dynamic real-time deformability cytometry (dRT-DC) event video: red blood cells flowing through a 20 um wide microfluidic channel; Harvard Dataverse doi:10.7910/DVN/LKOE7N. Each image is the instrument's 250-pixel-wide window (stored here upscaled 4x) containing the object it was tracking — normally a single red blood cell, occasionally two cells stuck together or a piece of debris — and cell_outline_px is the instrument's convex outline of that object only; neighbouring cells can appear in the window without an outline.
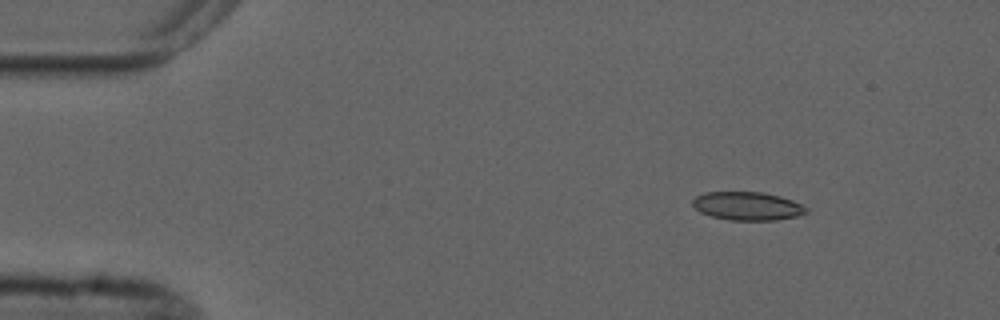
{"species": "common noctule bat (a hibernating species)", "species_latin": "Nyctalus noctula", "temperature_condition": "cold", "stored_images_in_passage": 3, "camera_frame_rate_fps": 3000, "um_per_image_px": 0.085, "animal": {"sex": "male", "forearm_length_mm": 52.5}, "frame": {"image": 1, "passage_image": 1, "time_ms": 0.0, "image_size_px": [1000, 320], "cell_outline_px": [[808, 212], [796, 216], [776, 220], [728, 220], [712, 216], [700, 212], [692, 204], [692, 200], [696, 196], [704, 192], [764, 192], [780, 196], [792, 200], [808, 208]], "centroid_in_image_um": [63.52, 17.51], "position_along_channel_um": 21.5, "area_um2": 18.79}}
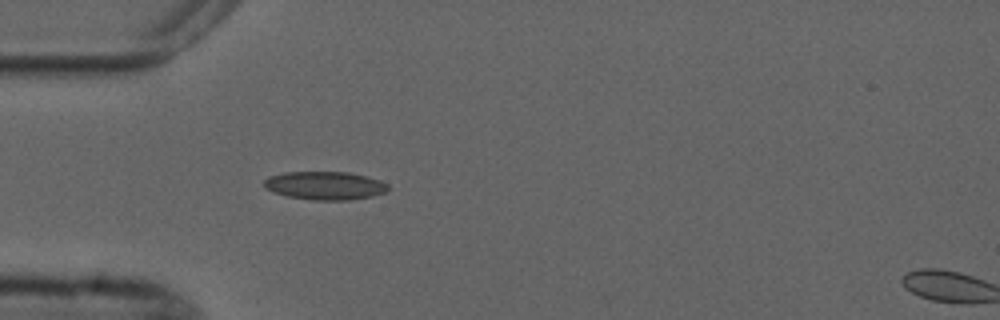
{"frame": {"image": 2, "passage_image": 3, "time_ms": 3.0, "image_size_px": [1000, 320], "cell_outline_px": [[388, 192], [372, 196], [348, 200], [312, 200], [288, 196], [272, 192], [264, 188], [264, 180], [268, 176], [284, 172], [348, 172], [368, 176], [380, 180], [388, 184]], "centroid_in_image_um": [27.62, 15.77], "position_along_channel_um": 57.4, "area_um2": 20.63}}